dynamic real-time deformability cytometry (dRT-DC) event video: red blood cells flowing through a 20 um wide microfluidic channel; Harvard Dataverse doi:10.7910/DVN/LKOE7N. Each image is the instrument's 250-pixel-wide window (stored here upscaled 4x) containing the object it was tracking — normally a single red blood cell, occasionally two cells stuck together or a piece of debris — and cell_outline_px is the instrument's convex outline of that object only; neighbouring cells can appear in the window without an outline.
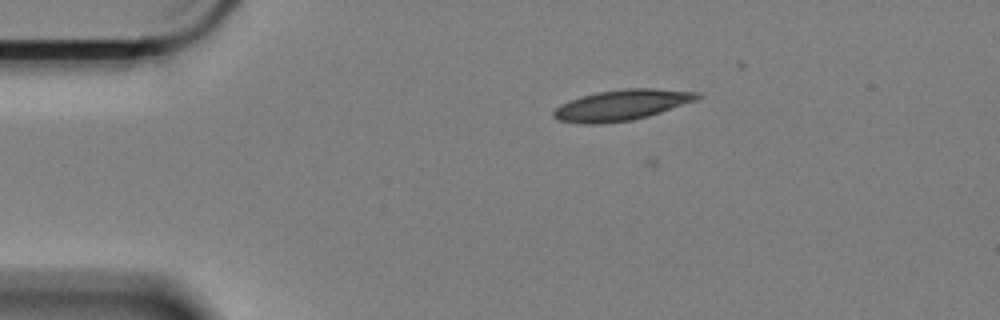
{"species": "Egyptian fruit bat (a non-hibernating species)", "species_latin": "Rousettus aegyptiacus", "temperature_condition": "cold", "stored_images_in_passage": 44, "camera_frame_rate_fps": 3000, "um_per_image_px": 0.085, "animal": {"sex": "female"}, "frame": {"image": 1, "passage_image": 2, "time_ms": 0.333, "image_size_px": [1000, 320], "cell_outline_px": [[704, 96], [696, 100], [648, 116], [632, 120], [600, 124], [584, 124], [560, 120], [552, 116], [552, 112], [560, 104], [580, 96], [596, 92], [624, 88], [656, 88], [700, 92]], "centroid_in_image_um": [52.85, 8.92], "position_along_channel_um": 32.1, "area_um2": 25.84}}
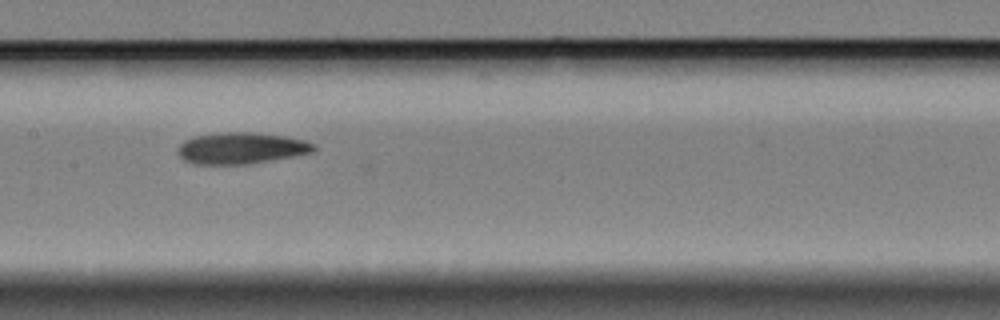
{"frame": {"image": 2, "passage_image": 20, "time_ms": 6.333, "image_size_px": [1000, 320], "cell_outline_px": [[316, 148], [312, 152], [292, 156], [248, 164], [192, 164], [184, 160], [176, 152], [180, 144], [184, 140], [192, 136], [220, 132], [252, 132], [284, 136], [304, 140], [316, 144]], "centroid_in_image_um": [20.45, 12.58], "position_along_channel_um": 186.9, "area_um2": 24.97}}
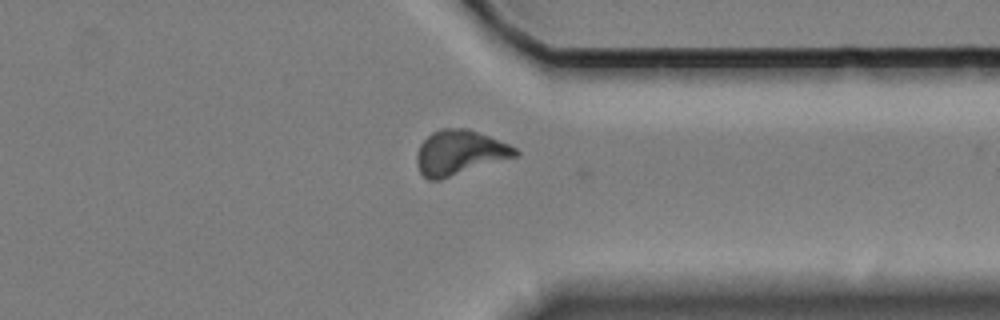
{"frame": {"image": 3, "passage_image": 37, "time_ms": 12.0, "image_size_px": [1000, 320], "cell_outline_px": [[520, 156], [440, 180], [428, 180], [420, 172], [416, 164], [416, 156], [420, 144], [432, 132], [440, 128], [468, 128], [508, 144], [516, 148], [520, 152]], "centroid_in_image_um": [39.08, 12.98], "position_along_channel_um": 372.3, "area_um2": 25.95}, "authors_computed_cell_mechanics": {"area_um2": 24.7095, "velocity_mm_per_s": 3.3082, "shape_relaxation_time_tau1_ms": 8.6271, "shape_relaxation_time_tau2_ms": 10.3286, "deformation_change_tau1": 0.167, "deformation_change_tau2": 0.1602}}